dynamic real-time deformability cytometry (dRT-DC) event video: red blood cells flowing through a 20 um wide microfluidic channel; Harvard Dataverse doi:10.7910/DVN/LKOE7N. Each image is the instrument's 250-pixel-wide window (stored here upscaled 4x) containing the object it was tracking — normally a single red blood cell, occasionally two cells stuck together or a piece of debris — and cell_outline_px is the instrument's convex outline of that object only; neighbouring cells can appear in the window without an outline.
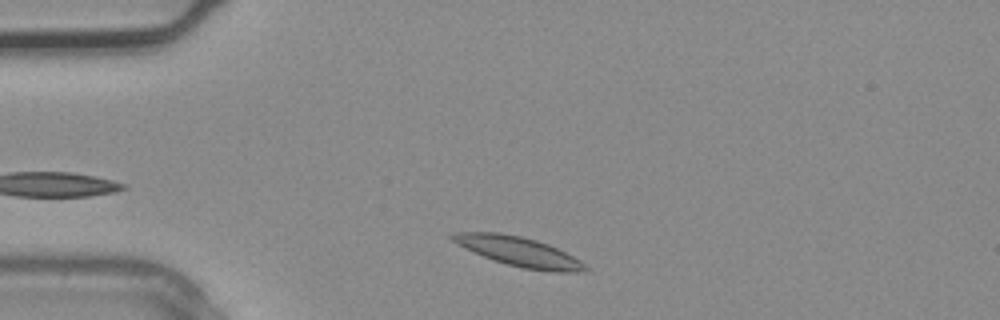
{"species": "common noctule bat (a hibernating species)", "species_latin": "Nyctalus noctula", "temperature_condition": "warm", "stored_images_in_passage": 3, "camera_frame_rate_fps": 3000, "um_per_image_px": 0.085, "animal": {"sex": "male", "body_mass_g": 20.4}, "frame": {"image": 1, "passage_image": 2, "time_ms": 0.333, "image_size_px": [1000, 320], "cell_outline_px": [[588, 268], [584, 272], [548, 272], [524, 268], [492, 260], [452, 240], [448, 236], [452, 232], [500, 232], [520, 236], [536, 240], [548, 244], [580, 260]], "centroid_in_image_um": [44.12, 21.38], "position_along_channel_um": 40.9, "area_um2": 22.48}}
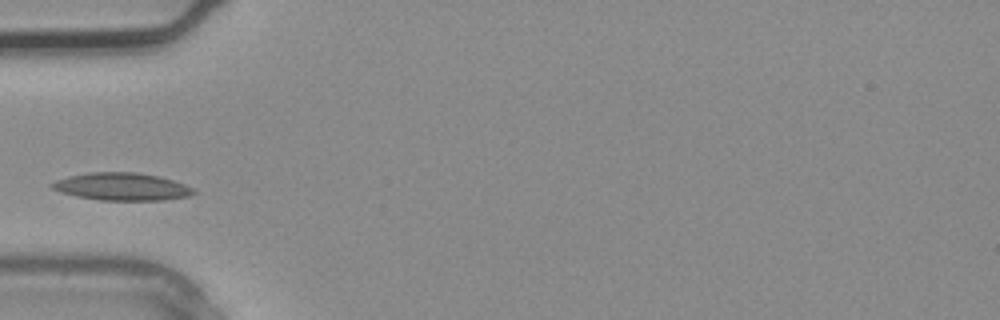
{"frame": {"image": 2, "passage_image": 3, "time_ms": 0.667, "image_size_px": [1000, 320], "cell_outline_px": [[196, 192], [188, 196], [164, 200], [100, 200], [76, 196], [60, 192], [52, 188], [48, 184], [56, 180], [68, 176], [88, 172], [136, 172], [160, 176], [184, 184], [192, 188]], "centroid_in_image_um": [10.32, 15.86], "position_along_channel_um": 74.7, "area_um2": 22.77}}